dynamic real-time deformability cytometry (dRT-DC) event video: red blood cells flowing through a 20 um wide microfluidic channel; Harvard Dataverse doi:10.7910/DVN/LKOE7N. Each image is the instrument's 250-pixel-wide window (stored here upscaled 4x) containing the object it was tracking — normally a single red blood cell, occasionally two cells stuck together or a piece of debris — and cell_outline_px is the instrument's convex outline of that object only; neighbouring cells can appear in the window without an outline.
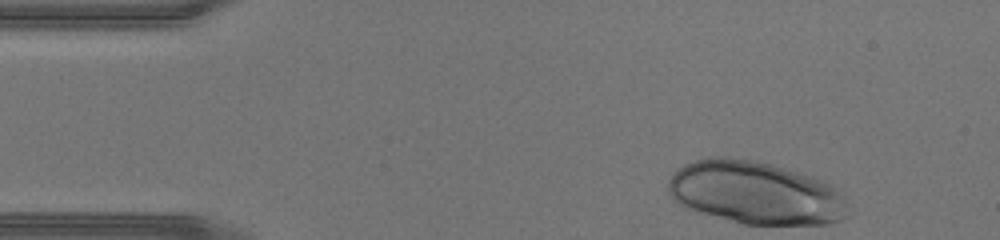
{"species": "human", "species_latin": "Homo sapiens", "temperature_condition": "warm", "stored_images_in_passage": 31, "camera_frame_rate_fps": 3000, "um_per_image_px": 0.085, "donor": {"sex": "male"}, "frame": {"image": 1, "passage_image": 1, "time_ms": 0.0, "image_size_px": [1000, 240], "cell_outline_px": [[848, 216], [840, 220], [828, 224], [744, 224], [688, 208], [680, 204], [668, 192], [668, 180], [672, 172], [684, 164], [696, 160], [712, 156], [728, 156], [756, 160], [772, 164], [812, 176], [824, 180], [832, 184], [840, 192], [844, 200]], "centroid_in_image_um": [64.21, 16.36], "position_along_channel_um": 20.8, "area_um2": 65.95}}